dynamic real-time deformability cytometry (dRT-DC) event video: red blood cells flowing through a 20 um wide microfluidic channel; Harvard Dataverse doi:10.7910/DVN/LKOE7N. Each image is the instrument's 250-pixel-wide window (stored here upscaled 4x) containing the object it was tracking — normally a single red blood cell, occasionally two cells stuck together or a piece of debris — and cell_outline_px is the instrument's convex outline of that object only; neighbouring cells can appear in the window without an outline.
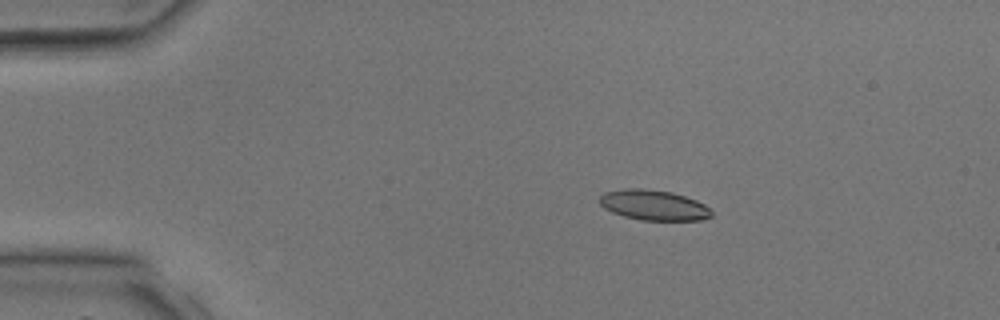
{"species": "common noctule bat (a hibernating species)", "species_latin": "Nyctalus noctula", "temperature_condition": "room temperature", "stored_images_in_passage": 4, "camera_frame_rate_fps": 3000, "um_per_image_px": 0.085, "animal": {"sex": "male", "body_mass_g": 17.9, "forearm_length_mm": 54.2}, "frame": {"image": 1, "passage_image": 2, "time_ms": 1.333, "image_size_px": [1000, 320], "cell_outline_px": [[712, 216], [700, 220], [640, 220], [624, 216], [612, 212], [604, 208], [600, 204], [600, 196], [604, 192], [624, 188], [644, 188], [672, 192], [696, 200], [704, 204], [712, 212]], "centroid_in_image_um": [55.54, 17.43], "position_along_channel_um": 29.5, "area_um2": 19.77}}
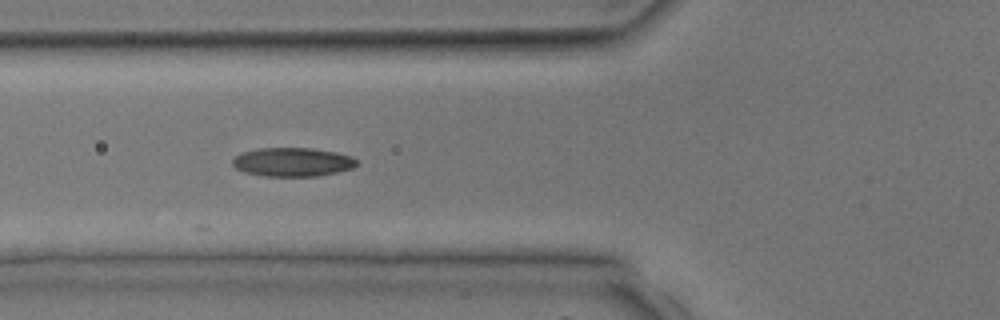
{"frame": {"image": 2, "passage_image": 4, "time_ms": 4.0, "image_size_px": [1000, 320], "cell_outline_px": [[356, 164], [352, 168], [336, 172], [316, 176], [264, 176], [244, 172], [236, 168], [232, 164], [232, 160], [240, 152], [256, 148], [312, 148], [336, 152], [352, 156], [356, 160]], "centroid_in_image_um": [24.83, 13.76], "position_along_channel_um": 101.0, "area_um2": 20.87}}